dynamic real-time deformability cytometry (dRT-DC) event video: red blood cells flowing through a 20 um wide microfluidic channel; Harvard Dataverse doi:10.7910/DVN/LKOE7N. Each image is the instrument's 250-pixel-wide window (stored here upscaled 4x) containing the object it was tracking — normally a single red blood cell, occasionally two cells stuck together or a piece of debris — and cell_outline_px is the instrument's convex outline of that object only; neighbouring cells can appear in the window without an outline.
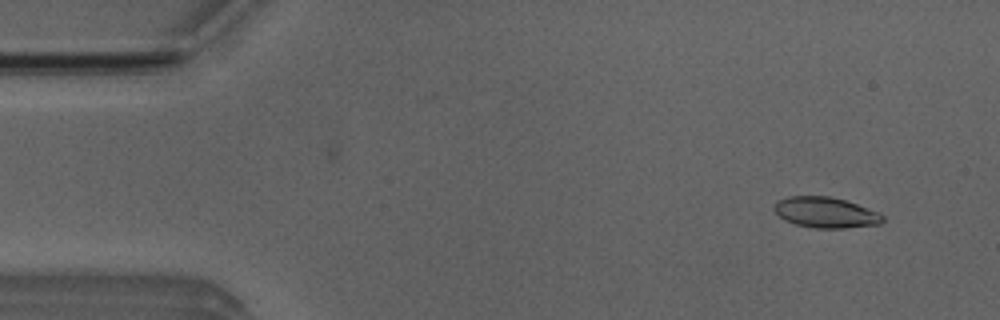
{"species": "Egyptian fruit bat (a non-hibernating species)", "species_latin": "Rousettus aegyptiacus", "temperature_condition": "room temperature", "stored_images_in_passage": 10, "camera_frame_rate_fps": 3000, "um_per_image_px": 0.085, "animal": {"sex": "male"}, "frame": {"image": 1, "passage_image": 4, "time_ms": 1.0, "image_size_px": [1000, 320], "cell_outline_px": [[884, 220], [880, 224], [844, 228], [816, 228], [796, 224], [784, 220], [772, 208], [780, 200], [788, 196], [828, 196], [844, 200], [880, 212], [884, 216]], "centroid_in_image_um": [70.2, 18.06], "position_along_channel_um": 14.8, "area_um2": 19.25}}